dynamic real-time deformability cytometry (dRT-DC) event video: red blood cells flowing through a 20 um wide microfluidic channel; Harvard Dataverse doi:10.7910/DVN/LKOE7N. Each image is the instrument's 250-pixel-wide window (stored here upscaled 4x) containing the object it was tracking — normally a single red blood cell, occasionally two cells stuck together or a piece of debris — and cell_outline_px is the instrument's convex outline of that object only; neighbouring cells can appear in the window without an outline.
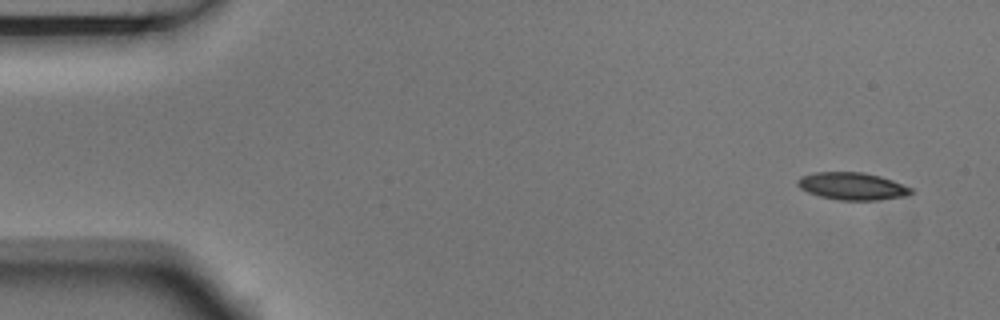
{"species": "Egyptian fruit bat (a non-hibernating species)", "species_latin": "Rousettus aegyptiacus", "temperature_condition": "room temperature", "stored_images_in_passage": 7, "camera_frame_rate_fps": 3000, "um_per_image_px": 0.085, "animal": {"sex": "male"}, "frame": {"image": 1, "passage_image": 1, "time_ms": 0.0, "image_size_px": [1000, 320], "cell_outline_px": [[912, 192], [908, 196], [876, 200], [840, 200], [820, 196], [808, 192], [800, 188], [796, 184], [796, 180], [800, 176], [816, 172], [864, 172], [880, 176], [892, 180], [912, 188]], "centroid_in_image_um": [72.43, 15.82], "position_along_channel_um": 12.6, "area_um2": 18.15}}
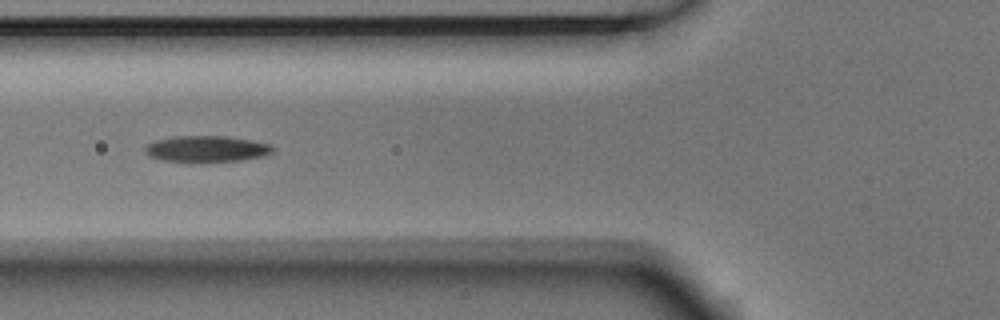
{"frame": {"image": 2, "passage_image": 6, "time_ms": 1.667, "image_size_px": [1000, 320], "cell_outline_px": [[276, 148], [272, 152], [264, 156], [240, 160], [204, 164], [200, 164], [160, 160], [148, 156], [144, 152], [144, 148], [148, 144], [156, 140], [172, 136], [228, 136], [252, 140], [268, 144]], "centroid_in_image_um": [17.52, 12.69], "position_along_channel_um": 108.3, "area_um2": 20.29}}
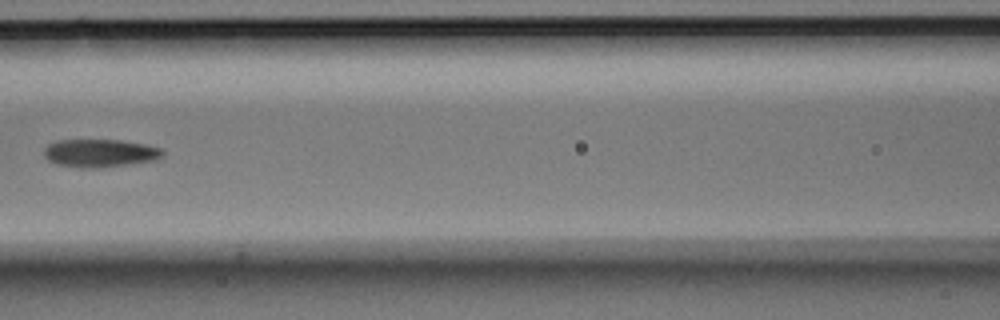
{"frame": {"image": 3, "passage_image": 7, "time_ms": 2.0, "image_size_px": [1000, 320], "cell_outline_px": [[164, 156], [156, 160], [128, 164], [96, 168], [80, 168], [56, 164], [48, 160], [44, 156], [44, 148], [48, 144], [56, 140], [120, 140], [144, 144], [160, 148], [164, 152]], "centroid_in_image_um": [8.48, 13.02], "position_along_channel_um": 158.1, "area_um2": 19.42}}